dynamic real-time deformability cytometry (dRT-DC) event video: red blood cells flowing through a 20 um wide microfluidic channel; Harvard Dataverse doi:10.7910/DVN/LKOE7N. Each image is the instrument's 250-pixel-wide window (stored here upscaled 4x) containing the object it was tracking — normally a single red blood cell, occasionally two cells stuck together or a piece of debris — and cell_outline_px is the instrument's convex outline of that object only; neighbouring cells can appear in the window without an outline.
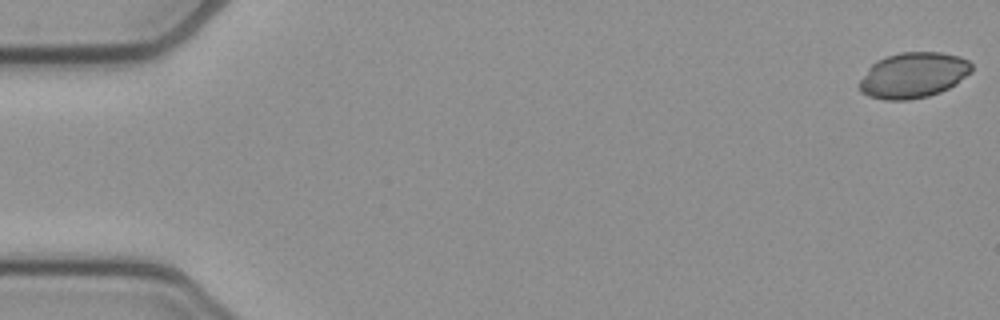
{"species": "common noctule bat (a hibernating species)", "species_latin": "Nyctalus noctula", "temperature_condition": "cold", "stored_images_in_passage": 9, "camera_frame_rate_fps": 3000, "um_per_image_px": 0.085, "animal": {"sex": "female", "body_mass_g": 21.9}, "frame": {"image": 1, "passage_image": 1, "time_ms": 0.0, "image_size_px": [1000, 320], "cell_outline_px": [[972, 72], [956, 84], [940, 92], [928, 96], [908, 100], [884, 100], [868, 96], [860, 92], [856, 88], [856, 84], [868, 68], [876, 60], [884, 56], [900, 52], [940, 52], [960, 56], [968, 60], [972, 64]], "centroid_in_image_um": [77.59, 6.39], "position_along_channel_um": 7.4, "area_um2": 30.35}}